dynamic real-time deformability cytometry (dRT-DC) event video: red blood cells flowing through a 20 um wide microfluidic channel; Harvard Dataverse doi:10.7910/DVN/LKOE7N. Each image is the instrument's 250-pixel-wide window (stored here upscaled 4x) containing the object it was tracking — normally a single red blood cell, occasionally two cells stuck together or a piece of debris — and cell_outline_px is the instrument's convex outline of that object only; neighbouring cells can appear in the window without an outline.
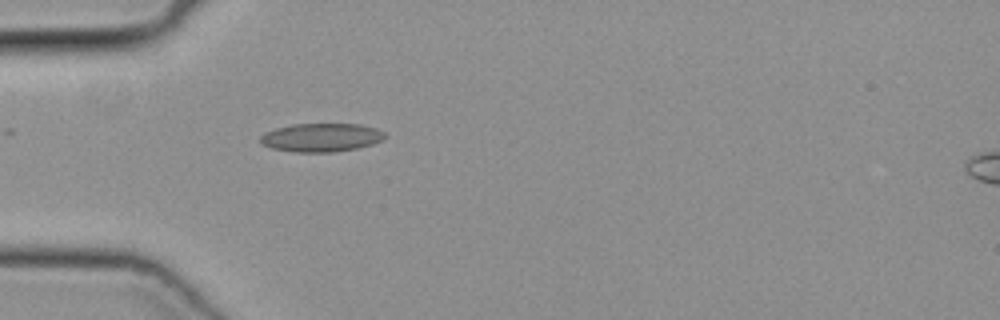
{"species": "common noctule bat (a hibernating species)", "species_latin": "Nyctalus noctula", "temperature_condition": "cold", "stored_images_in_passage": 35, "camera_frame_rate_fps": 3000, "um_per_image_px": 0.085, "animal": {"sex": "female", "body_mass_g": 19.3, "forearm_length_mm": 54.1}, "frame": {"image": 1, "passage_image": 1, "time_ms": 0.0, "image_size_px": [1000, 320], "cell_outline_px": [[384, 136], [380, 140], [372, 144], [356, 148], [332, 152], [296, 152], [272, 148], [260, 144], [260, 136], [264, 132], [276, 128], [292, 124], [360, 124], [376, 128], [384, 132]], "centroid_in_image_um": [27.26, 11.68], "position_along_channel_um": 57.7, "area_um2": 20.58}}
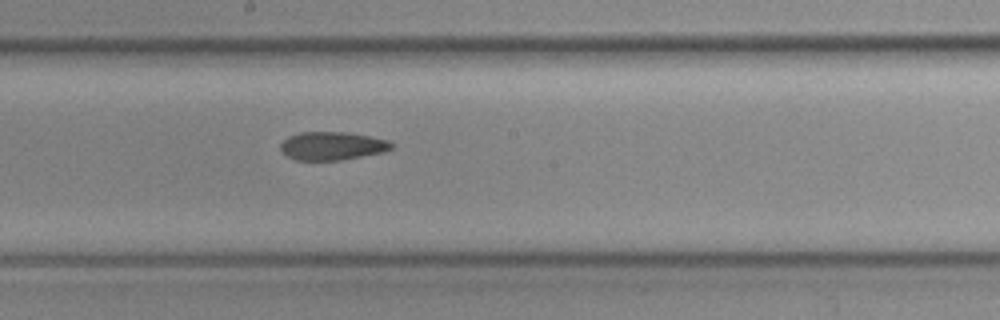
{"frame": {"image": 2, "passage_image": 13, "time_ms": 4.0, "image_size_px": [1000, 320], "cell_outline_px": [[392, 148], [380, 152], [340, 160], [296, 160], [288, 156], [280, 148], [280, 144], [288, 136], [300, 132], [348, 132], [388, 140], [392, 144]], "centroid_in_image_um": [28.19, 12.39], "position_along_channel_um": 220.0, "area_um2": 17.98}}
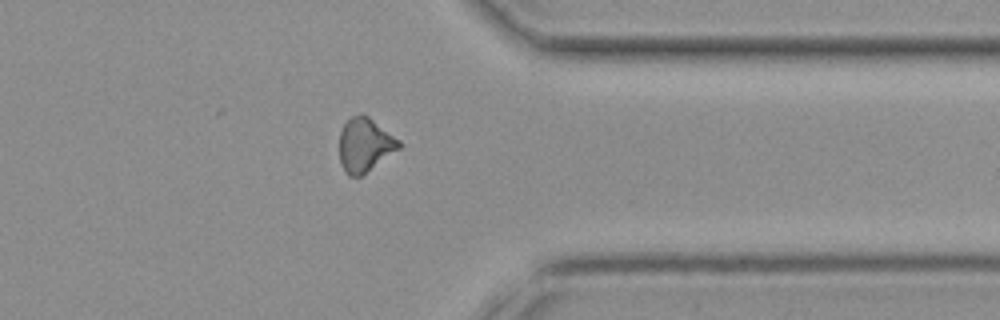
{"frame": {"image": 3, "passage_image": 25, "time_ms": 8.0, "image_size_px": [1000, 320], "cell_outline_px": [[404, 144], [400, 148], [360, 176], [348, 176], [344, 172], [340, 160], [340, 132], [344, 124], [352, 116], [360, 112], [368, 116], [400, 140]], "centroid_in_image_um": [31.02, 12.3], "position_along_channel_um": 380.4, "area_um2": 18.61}}